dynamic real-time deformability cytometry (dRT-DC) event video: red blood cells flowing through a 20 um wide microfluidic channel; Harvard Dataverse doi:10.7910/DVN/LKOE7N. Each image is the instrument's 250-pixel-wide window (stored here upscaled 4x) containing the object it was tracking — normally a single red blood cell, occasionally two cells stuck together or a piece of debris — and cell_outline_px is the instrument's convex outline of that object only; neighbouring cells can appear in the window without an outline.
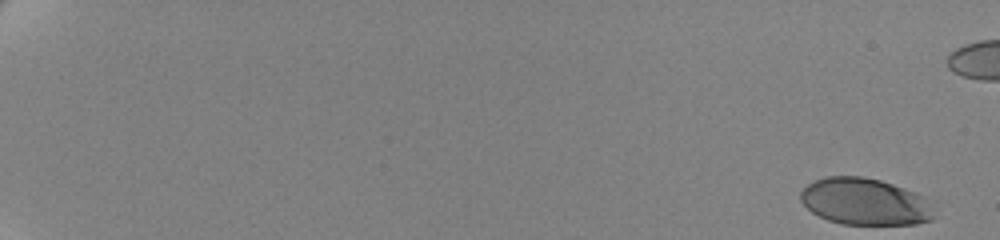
{"species": "human", "species_latin": "Homo sapiens", "temperature_condition": "cold", "stored_images_in_passage": 58, "camera_frame_rate_fps": 3000, "um_per_image_px": 0.085, "donor": {"sex": "female"}, "frame": {"image": 1, "passage_image": 1, "time_ms": 0.0, "image_size_px": [1000, 240], "cell_outline_px": [[936, 200], [932, 220], [916, 224], [840, 224], [828, 220], [812, 212], [800, 200], [800, 192], [808, 184], [824, 176], [864, 176], [880, 180], [916, 192]], "centroid_in_image_um": [73.6, 17.13], "position_along_channel_um": 11.4, "area_um2": 36.99}}
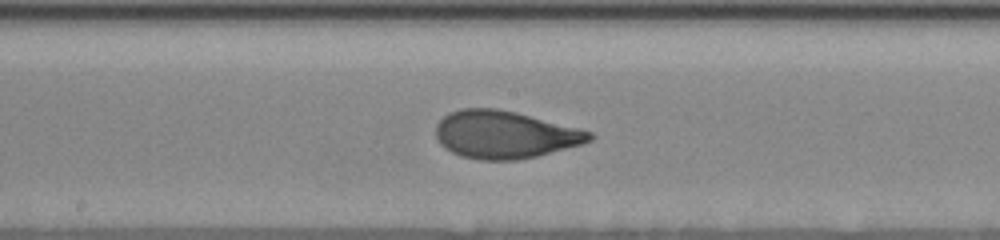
{"frame": {"image": 2, "passage_image": 36, "time_ms": 11.667, "image_size_px": [1000, 240], "cell_outline_px": [[596, 136], [592, 140], [584, 144], [536, 156], [516, 160], [480, 160], [460, 156], [444, 148], [436, 140], [436, 124], [448, 112], [460, 108], [496, 108], [516, 112], [580, 128], [592, 132]], "centroid_in_image_um": [42.9, 11.44], "position_along_channel_um": 205.3, "area_um2": 43.0}}
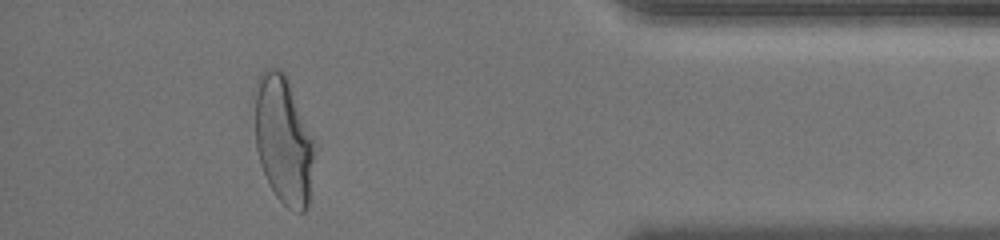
{"frame": {"image": 3, "passage_image": 56, "time_ms": 18.333, "image_size_px": [1000, 240], "cell_outline_px": [[312, 160], [308, 208], [304, 212], [300, 212], [288, 208], [276, 196], [260, 164], [256, 148], [252, 92], [256, 80], [260, 72], [264, 68], [280, 68], [284, 72], [288, 80], [312, 140]], "centroid_in_image_um": [24.0, 11.82], "position_along_channel_um": 411.2, "area_um2": 44.16}}